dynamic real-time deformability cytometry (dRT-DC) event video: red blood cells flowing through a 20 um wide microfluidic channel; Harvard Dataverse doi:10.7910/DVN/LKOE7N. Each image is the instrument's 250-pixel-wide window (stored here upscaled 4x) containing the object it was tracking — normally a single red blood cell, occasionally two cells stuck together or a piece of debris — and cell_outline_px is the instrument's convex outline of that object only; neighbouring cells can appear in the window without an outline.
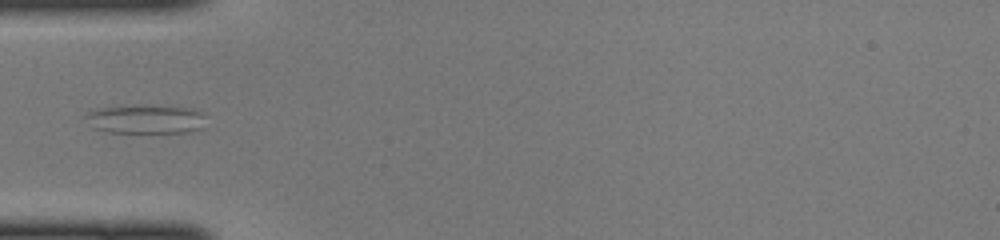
{"species": "common noctule bat (a hibernating species)", "species_latin": "Nyctalus noctula", "temperature_condition": "cold", "stored_images_in_passage": 34, "camera_frame_rate_fps": 3000, "um_per_image_px": 0.085, "animal": {"sex": "female", "body_mass_g": 22.0, "forearm_length_mm": 56.7}, "frame": {"image": 1, "passage_image": 1, "time_ms": 0.0, "image_size_px": [1000, 240], "cell_outline_px": [[204, 116], [200, 128], [188, 132], [108, 132], [92, 128], [84, 116], [92, 108], [192, 108], [204, 112]], "centroid_in_image_um": [12.33, 10.17], "position_along_channel_um": 72.7, "area_um2": 19.13}}
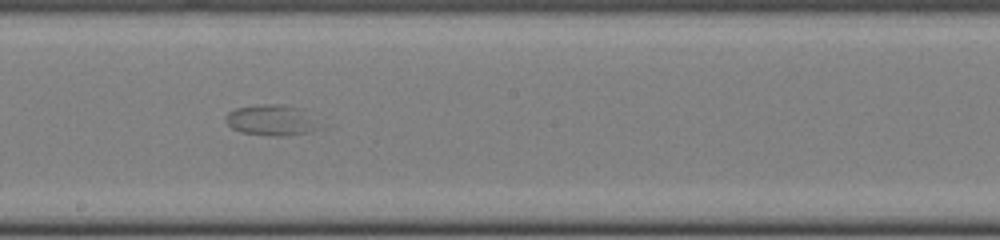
{"frame": {"image": 2, "passage_image": 12, "time_ms": 3.667, "image_size_px": [1000, 240], "cell_outline_px": [[312, 128], [308, 132], [284, 136], [272, 136], [240, 132], [232, 128], [224, 120], [224, 116], [228, 112], [236, 108], [256, 104], [284, 104], [304, 108]], "centroid_in_image_um": [22.88, 10.18], "position_along_channel_um": 225.3, "area_um2": 16.3}}
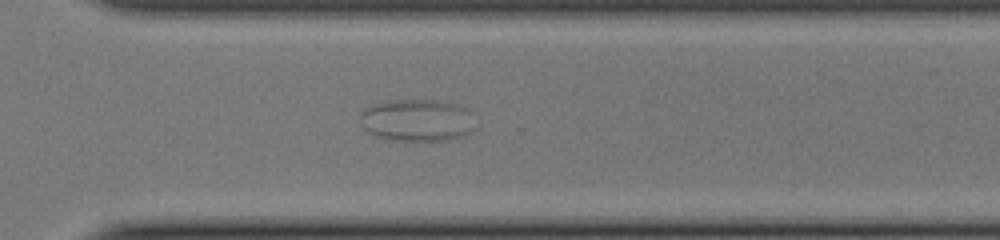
{"frame": {"image": 3, "passage_image": 20, "time_ms": 6.333, "image_size_px": [1000, 240], "cell_outline_px": [[472, 128], [464, 136], [448, 140], [392, 140], [376, 136], [368, 132], [364, 128], [360, 116], [364, 108], [372, 104], [388, 100], [444, 100], [460, 104], [468, 108], [472, 112]], "centroid_in_image_um": [35.46, 10.19], "position_along_channel_um": 335.1, "area_um2": 28.5}}